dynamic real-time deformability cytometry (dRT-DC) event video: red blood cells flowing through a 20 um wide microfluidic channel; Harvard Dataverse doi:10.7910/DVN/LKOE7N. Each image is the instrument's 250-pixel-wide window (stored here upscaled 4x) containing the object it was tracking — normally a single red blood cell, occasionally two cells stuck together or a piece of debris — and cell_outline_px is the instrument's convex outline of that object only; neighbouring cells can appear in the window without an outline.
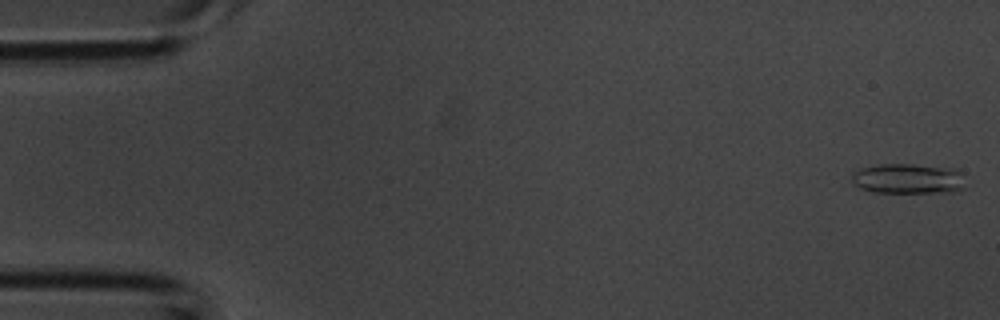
{"species": "common noctule bat (a hibernating species)", "species_latin": "Nyctalus noctula", "temperature_condition": "room temperature", "stored_images_in_passage": 11, "camera_frame_rate_fps": 3000, "um_per_image_px": 0.085, "animal": {"sex": "male", "body_mass_g": 20.1, "forearm_length_mm": 53.5}, "frame": {"image": 1, "passage_image": 1, "time_ms": 0.0, "image_size_px": [1000, 320], "cell_outline_px": [[964, 188], [960, 192], [872, 192], [860, 188], [852, 184], [852, 172], [860, 168], [880, 164], [912, 164], [952, 168], [964, 172]], "centroid_in_image_um": [77.22, 15.19], "position_along_channel_um": 7.8, "area_um2": 20.35}}